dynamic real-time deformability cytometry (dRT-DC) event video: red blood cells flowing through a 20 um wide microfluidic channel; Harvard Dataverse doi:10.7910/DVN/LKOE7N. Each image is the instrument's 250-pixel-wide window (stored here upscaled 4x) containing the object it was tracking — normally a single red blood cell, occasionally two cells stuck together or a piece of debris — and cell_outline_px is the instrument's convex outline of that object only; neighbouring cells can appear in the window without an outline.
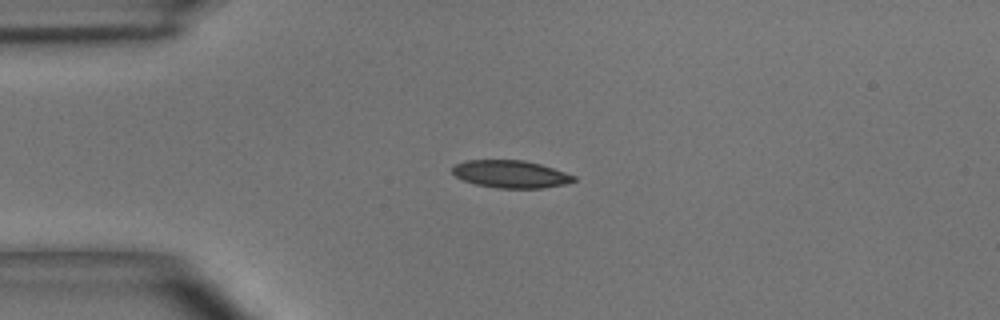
{"species": "common noctule bat (a hibernating species)", "species_latin": "Nyctalus noctula", "temperature_condition": "room temperature", "stored_images_in_passage": 5, "camera_frame_rate_fps": 3000, "um_per_image_px": 0.085, "animal": {"sex": "male", "body_mass_g": 15.6}, "frame": {"image": 1, "passage_image": 2, "time_ms": 0.333, "image_size_px": [1000, 320], "cell_outline_px": [[576, 180], [564, 184], [544, 188], [496, 188], [476, 184], [464, 180], [456, 176], [452, 172], [452, 168], [456, 164], [468, 160], [524, 160], [540, 164], [576, 176]], "centroid_in_image_um": [43.41, 14.8], "position_along_channel_um": 41.6, "area_um2": 19.31}}
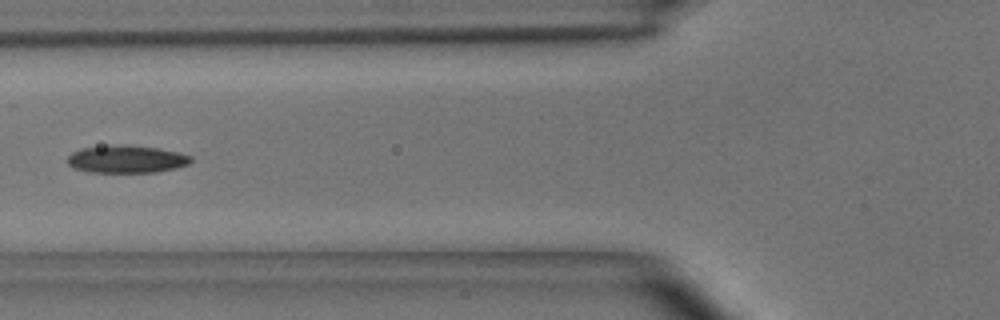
{"frame": {"image": 2, "passage_image": 4, "time_ms": 1.0, "image_size_px": [1000, 320], "cell_outline_px": [[192, 160], [188, 164], [176, 168], [156, 172], [88, 172], [72, 168], [68, 164], [68, 156], [72, 152], [80, 148], [120, 144], [128, 144], [156, 148], [180, 152], [192, 156]], "centroid_in_image_um": [10.74, 13.52], "position_along_channel_um": 115.1, "area_um2": 20.06}}